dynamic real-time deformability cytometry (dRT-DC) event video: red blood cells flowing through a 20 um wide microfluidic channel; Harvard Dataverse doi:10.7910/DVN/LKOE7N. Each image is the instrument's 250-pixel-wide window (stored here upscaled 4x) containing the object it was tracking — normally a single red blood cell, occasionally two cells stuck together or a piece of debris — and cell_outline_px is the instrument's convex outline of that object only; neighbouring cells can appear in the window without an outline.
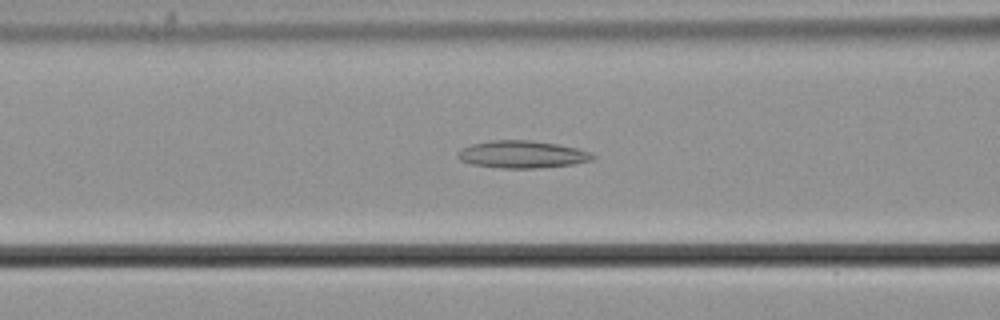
{"species": "common noctule bat (a hibernating species)", "species_latin": "Nyctalus noctula", "temperature_condition": "cold", "stored_images_in_passage": 53, "camera_frame_rate_fps": 3000, "um_per_image_px": 0.085, "animal": {"sex": "male", "body_mass_g": 21.5, "forearm_length_mm": 52.0}, "frame": {"image": 1, "passage_image": 23, "time_ms": 7.333, "image_size_px": [1000, 320], "cell_outline_px": [[596, 156], [592, 160], [572, 164], [536, 168], [500, 168], [472, 164], [460, 160], [456, 156], [456, 152], [472, 144], [492, 140], [532, 140], [556, 144], [576, 148], [592, 152]], "centroid_in_image_um": [44.38, 13.12], "position_along_channel_um": 122.2, "area_um2": 21.44}}
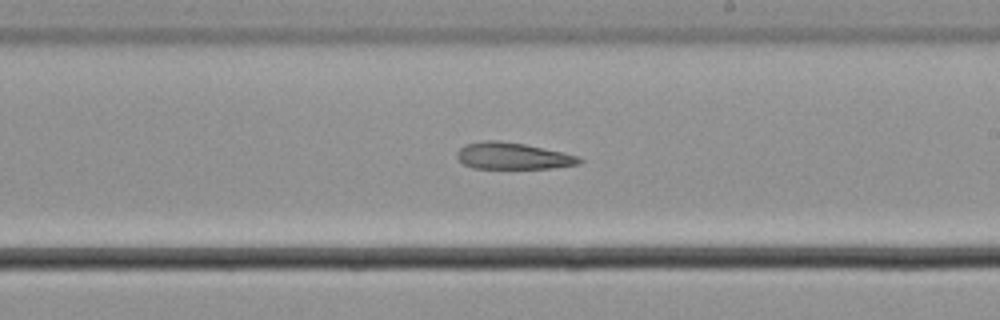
{"frame": {"image": 2, "passage_image": 33, "time_ms": 10.667, "image_size_px": [1000, 320], "cell_outline_px": [[584, 160], [580, 164], [552, 168], [472, 168], [464, 164], [456, 156], [456, 152], [464, 144], [484, 140], [500, 140], [524, 144], [580, 156]], "centroid_in_image_um": [43.59, 13.25], "position_along_channel_um": 245.4, "area_um2": 19.07}}
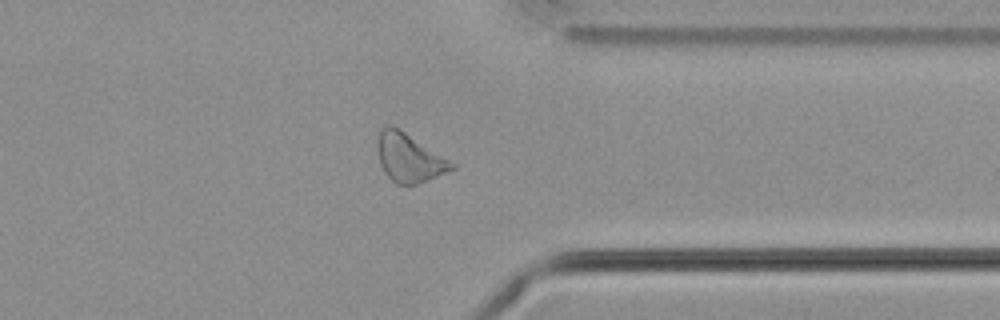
{"frame": {"image": 3, "passage_image": 44, "time_ms": 14.333, "image_size_px": [1000, 320], "cell_outline_px": [[456, 168], [448, 172], [416, 184], [396, 184], [384, 172], [380, 164], [380, 132], [388, 124], [392, 124], [400, 128], [456, 164]], "centroid_in_image_um": [34.83, 13.42], "position_along_channel_um": 376.6, "area_um2": 20.52}}